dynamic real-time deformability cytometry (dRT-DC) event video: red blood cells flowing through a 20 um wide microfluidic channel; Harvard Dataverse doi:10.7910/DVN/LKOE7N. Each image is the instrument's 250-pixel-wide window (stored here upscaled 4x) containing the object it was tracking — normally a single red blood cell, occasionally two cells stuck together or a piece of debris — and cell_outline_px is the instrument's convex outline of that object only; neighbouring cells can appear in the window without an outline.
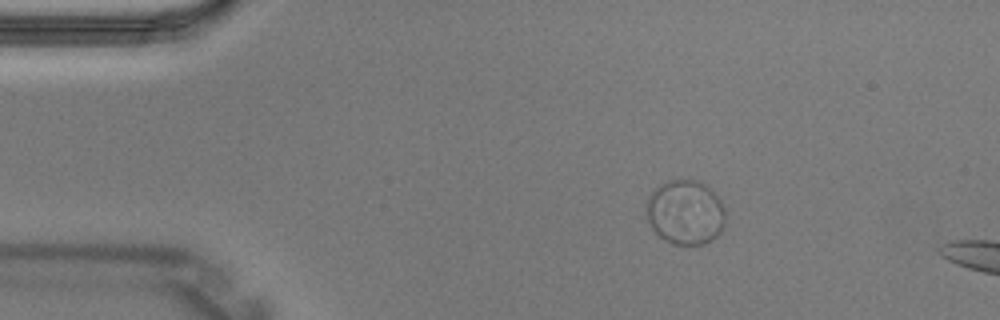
{"species": "Egyptian fruit bat (a non-hibernating species)", "species_latin": "Rousettus aegyptiacus", "temperature_condition": "warm", "stored_images_in_passage": 3, "segment_of_instrument_passage": [1, 2], "camera_frame_rate_fps": 3000, "um_per_image_px": 0.085, "animal": {"sex": "male"}, "frame": {"image": 1, "passage_image": 1, "time_ms": 0.0, "image_size_px": [1000, 320], "cell_outline_px": [[724, 224], [720, 232], [716, 236], [704, 244], [676, 244], [660, 236], [652, 228], [648, 220], [648, 200], [652, 192], [660, 184], [672, 180], [696, 180], [704, 184], [720, 200], [724, 208]], "centroid_in_image_um": [58.27, 18.04], "position_along_channel_um": 26.7, "area_um2": 29.02}}